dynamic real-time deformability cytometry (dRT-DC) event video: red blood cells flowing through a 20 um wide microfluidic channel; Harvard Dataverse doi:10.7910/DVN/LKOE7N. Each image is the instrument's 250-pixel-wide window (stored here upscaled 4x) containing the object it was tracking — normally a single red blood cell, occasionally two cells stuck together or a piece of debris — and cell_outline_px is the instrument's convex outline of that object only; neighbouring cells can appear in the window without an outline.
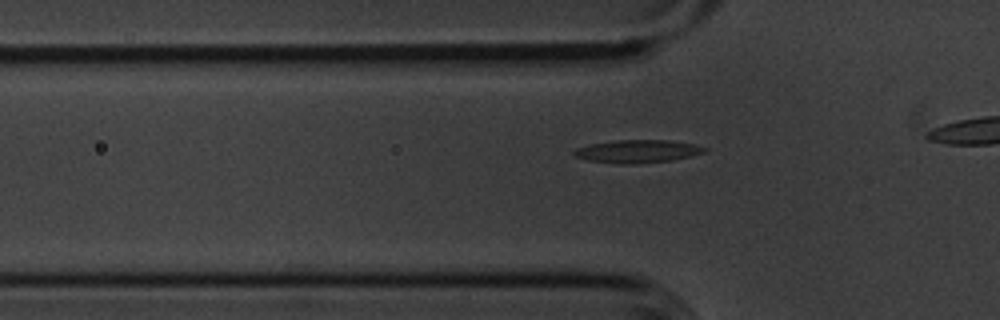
{"species": "common noctule bat (a hibernating species)", "species_latin": "Nyctalus noctula", "temperature_condition": "cold", "stored_images_in_passage": 36, "camera_frame_rate_fps": 3000, "um_per_image_px": 0.085, "animal": {"sex": "male", "body_mass_g": 20.1, "forearm_length_mm": 53.5}, "frame": {"image": 1, "passage_image": 13, "time_ms": 4.0, "image_size_px": [1000, 320], "cell_outline_px": [[708, 148], [704, 152], [672, 160], [636, 164], [620, 164], [588, 160], [576, 156], [572, 152], [576, 148], [592, 144], [616, 140], [668, 140], [696, 144]], "centroid_in_image_um": [54.2, 12.86], "position_along_channel_um": 71.6, "area_um2": 17.28}}
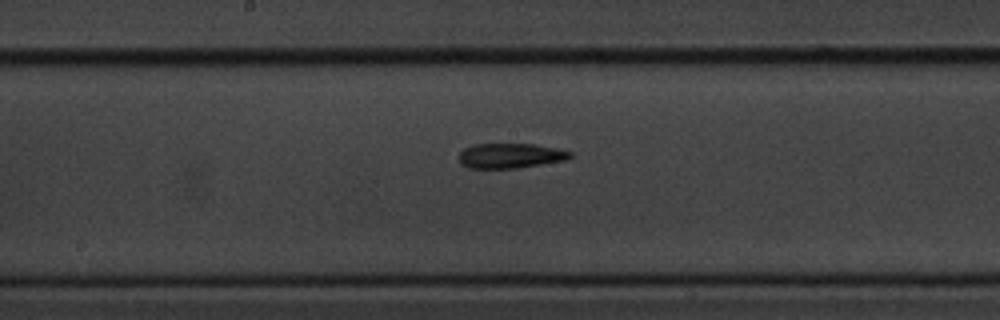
{"frame": {"image": 2, "passage_image": 24, "time_ms": 7.667, "image_size_px": [1000, 320], "cell_outline_px": [[572, 156], [568, 160], [520, 168], [468, 168], [460, 164], [460, 152], [464, 148], [476, 144], [536, 144], [556, 148], [572, 152]], "centroid_in_image_um": [43.42, 13.24], "position_along_channel_um": 204.8, "area_um2": 16.3}}
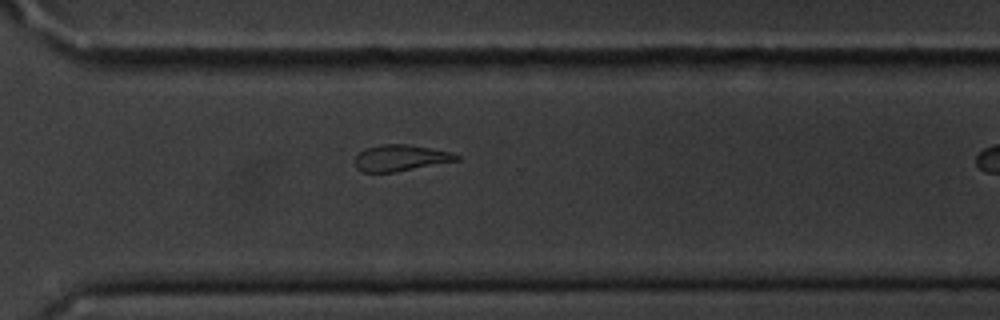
{"frame": {"image": 3, "passage_image": 35, "time_ms": 11.333, "image_size_px": [1000, 320], "cell_outline_px": [[460, 160], [396, 172], [364, 172], [356, 168], [356, 156], [360, 152], [368, 148], [380, 144], [408, 144], [452, 152], [460, 156]], "centroid_in_image_um": [34.08, 13.42], "position_along_channel_um": 336.5, "area_um2": 15.49}}